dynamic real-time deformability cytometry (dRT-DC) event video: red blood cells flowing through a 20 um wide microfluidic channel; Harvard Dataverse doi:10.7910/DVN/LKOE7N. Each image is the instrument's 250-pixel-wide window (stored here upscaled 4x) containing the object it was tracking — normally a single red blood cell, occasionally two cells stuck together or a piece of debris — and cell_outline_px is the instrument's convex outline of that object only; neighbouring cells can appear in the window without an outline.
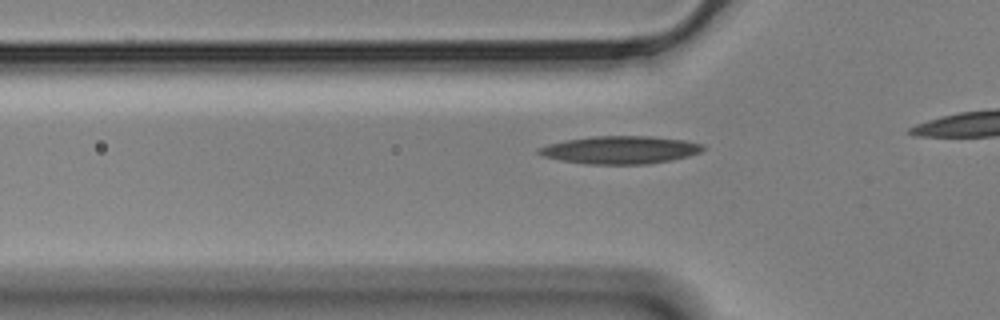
{"species": "Egyptian fruit bat (a non-hibernating species)", "species_latin": "Rousettus aegyptiacus", "temperature_condition": "cold", "stored_images_in_passage": 8, "camera_frame_rate_fps": 3000, "um_per_image_px": 0.085, "animal": {"sex": "male"}, "frame": {"image": 1, "passage_image": 2, "time_ms": 0.333, "image_size_px": [1000, 320], "cell_outline_px": [[704, 148], [700, 152], [688, 156], [672, 160], [648, 164], [584, 164], [560, 160], [544, 156], [536, 152], [536, 148], [548, 144], [568, 140], [592, 136], [648, 136], [684, 140], [704, 144]], "centroid_in_image_um": [52.71, 12.74], "position_along_channel_um": 73.1, "area_um2": 26.59}}
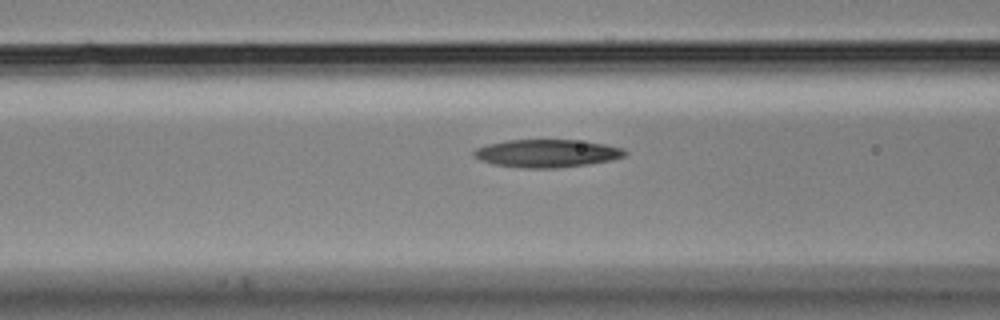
{"frame": {"image": 2, "passage_image": 6, "time_ms": 1.667, "image_size_px": [1000, 320], "cell_outline_px": [[628, 152], [624, 156], [612, 160], [588, 164], [556, 168], [524, 168], [492, 164], [480, 160], [472, 156], [472, 152], [476, 148], [488, 144], [504, 140], [576, 140], [604, 144], [624, 148]], "centroid_in_image_um": [46.46, 13.03], "position_along_channel_um": 120.1, "area_um2": 24.62}}